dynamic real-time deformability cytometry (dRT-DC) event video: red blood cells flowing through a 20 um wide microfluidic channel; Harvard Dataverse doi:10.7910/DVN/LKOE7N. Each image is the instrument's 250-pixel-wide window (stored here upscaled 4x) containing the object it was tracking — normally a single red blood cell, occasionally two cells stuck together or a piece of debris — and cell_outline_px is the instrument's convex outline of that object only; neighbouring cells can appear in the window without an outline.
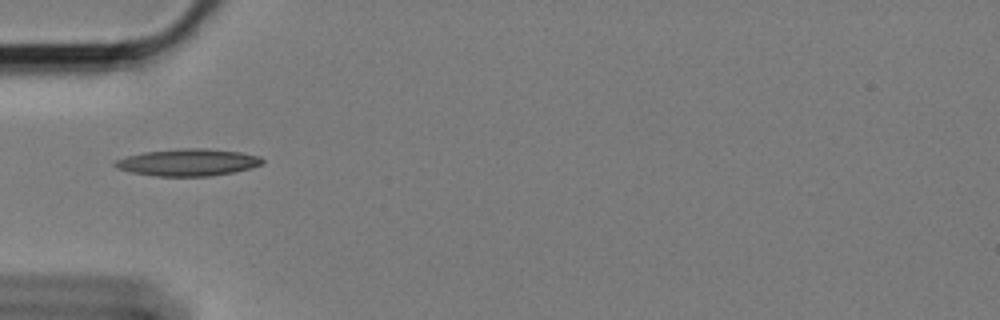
{"species": "Egyptian fruit bat (a non-hibernating species)", "species_latin": "Rousettus aegyptiacus", "temperature_condition": "cold", "stored_images_in_passage": 14, "camera_frame_rate_fps": 3000, "um_per_image_px": 0.085, "animal": {"sex": "female"}, "frame": {"image": 1, "passage_image": 1, "time_ms": 0.0, "image_size_px": [1000, 320], "cell_outline_px": [[264, 160], [260, 164], [236, 172], [208, 176], [156, 176], [132, 172], [116, 168], [112, 164], [116, 160], [128, 156], [144, 152], [180, 148], [204, 148], [240, 152], [260, 156]], "centroid_in_image_um": [15.96, 13.8], "position_along_channel_um": 69.0, "area_um2": 23.06}}
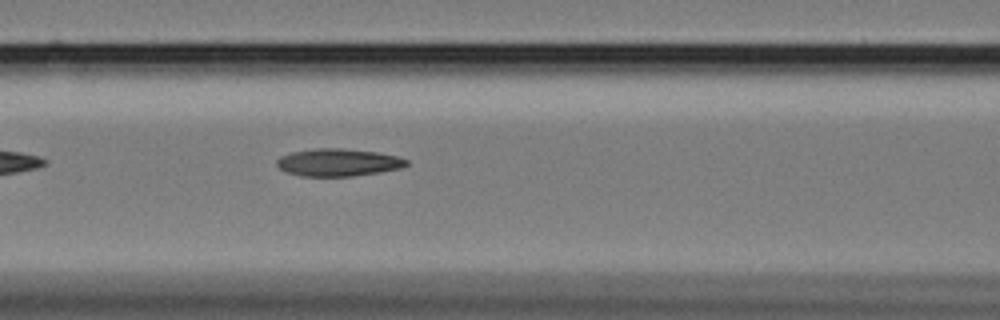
{"frame": {"image": 2, "passage_image": 7, "time_ms": 2.0, "image_size_px": [1000, 320], "cell_outline_px": [[408, 164], [400, 168], [352, 176], [300, 176], [284, 172], [276, 164], [276, 160], [280, 156], [292, 152], [316, 148], [344, 148], [376, 152], [396, 156], [408, 160]], "centroid_in_image_um": [28.69, 13.8], "position_along_channel_um": 137.9, "area_um2": 20.69}}